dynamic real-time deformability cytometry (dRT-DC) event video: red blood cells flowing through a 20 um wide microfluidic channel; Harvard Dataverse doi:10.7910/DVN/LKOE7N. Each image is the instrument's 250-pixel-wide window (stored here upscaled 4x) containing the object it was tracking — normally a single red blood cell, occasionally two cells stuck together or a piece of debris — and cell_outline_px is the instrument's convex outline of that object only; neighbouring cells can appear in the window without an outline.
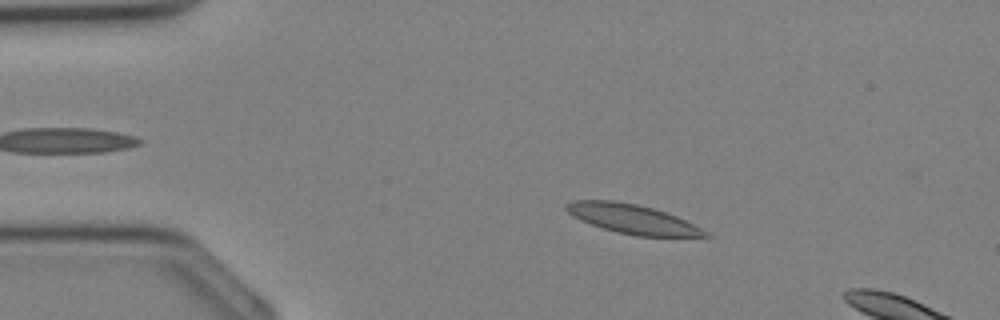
{"species": "Egyptian fruit bat (a non-hibernating species)", "species_latin": "Rousettus aegyptiacus", "temperature_condition": "cold", "stored_images_in_passage": 9, "camera_frame_rate_fps": 3000, "um_per_image_px": 0.085, "animal": {"sex": "female"}, "frame": {"image": 1, "passage_image": 6, "time_ms": 1.667, "image_size_px": [1000, 320], "cell_outline_px": [[712, 236], [636, 236], [604, 228], [592, 224], [568, 212], [564, 208], [564, 204], [572, 200], [616, 200], [636, 204], [652, 208], [676, 216], [708, 232]], "centroid_in_image_um": [53.73, 18.59], "position_along_channel_um": 31.3, "area_um2": 23.12}}